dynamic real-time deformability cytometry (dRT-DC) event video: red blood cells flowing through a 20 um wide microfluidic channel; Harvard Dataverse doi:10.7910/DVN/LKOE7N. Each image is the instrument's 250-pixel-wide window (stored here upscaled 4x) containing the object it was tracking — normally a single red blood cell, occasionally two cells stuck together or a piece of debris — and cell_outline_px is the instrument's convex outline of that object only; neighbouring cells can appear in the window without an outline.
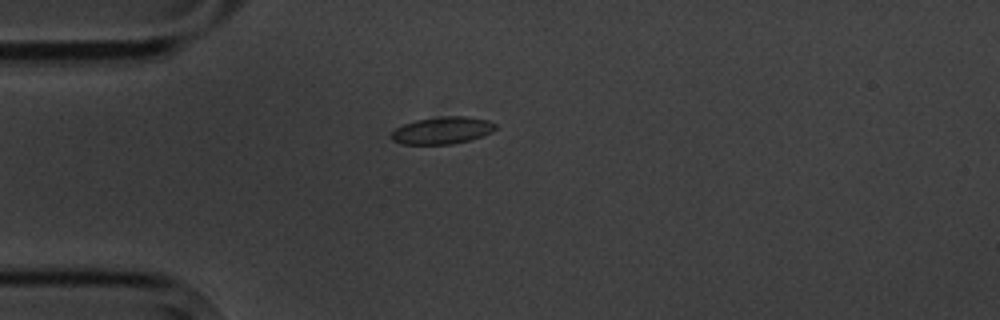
{"species": "common noctule bat (a hibernating species)", "species_latin": "Nyctalus noctula", "temperature_condition": "cold", "stored_images_in_passage": 12, "camera_frame_rate_fps": 3000, "um_per_image_px": 0.085, "animal": {"sex": "male", "body_mass_g": 20.1, "forearm_length_mm": 53.5}, "frame": {"image": 1, "passage_image": 1, "time_ms": 0.0, "image_size_px": [1000, 320], "cell_outline_px": [[496, 128], [492, 132], [468, 140], [452, 144], [400, 144], [392, 140], [388, 136], [396, 128], [404, 124], [416, 120], [444, 116], [468, 116], [488, 120], [496, 124]], "centroid_in_image_um": [37.57, 11.08], "position_along_channel_um": 47.4, "area_um2": 16.47}}
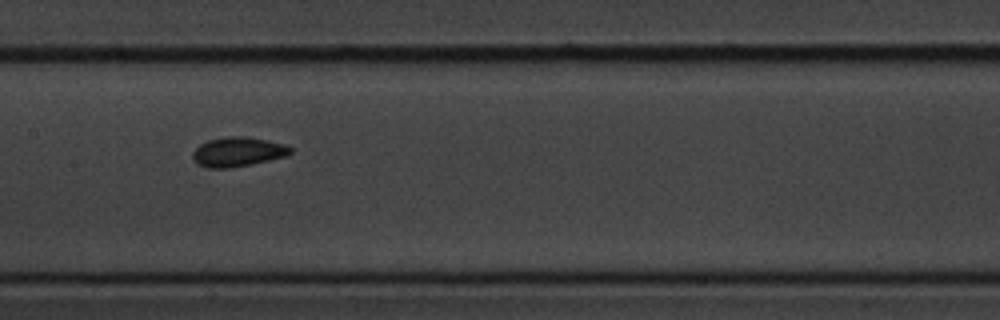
{"frame": {"image": 2, "passage_image": 5, "time_ms": 4.333, "image_size_px": [1000, 320], "cell_outline_px": [[292, 152], [288, 156], [252, 164], [228, 168], [208, 168], [196, 164], [192, 160], [192, 152], [200, 144], [208, 140], [228, 136], [244, 136], [268, 140], [284, 144], [292, 148]], "centroid_in_image_um": [20.21, 12.91], "position_along_channel_um": 187.2, "area_um2": 16.99}}
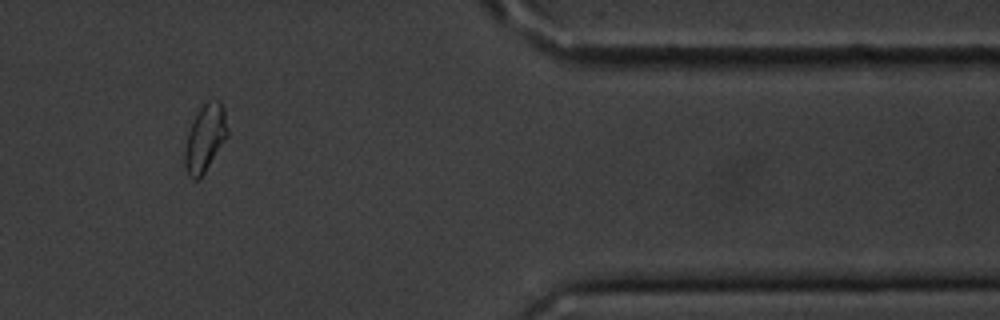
{"frame": {"image": 3, "passage_image": 10, "time_ms": 11.0, "image_size_px": [1000, 320], "cell_outline_px": [[228, 136], [200, 180], [192, 180], [184, 168], [184, 148], [188, 132], [200, 108], [204, 104], [216, 100], [220, 100], [224, 108], [228, 132]], "centroid_in_image_um": [17.42, 11.81], "position_along_channel_um": 394.0, "area_um2": 16.7}, "authors_computed_cell_mechanics": {"area_um2": 16.0973, "velocity_mm_per_s": 3.5176, "shape_relaxation_time_tau1_ms": 2.3387, "shape_relaxation_time_tau2_ms": 1.9641, "deformation_change_tau1": 0.0336, "deformation_change_tau2": 0.0244}}